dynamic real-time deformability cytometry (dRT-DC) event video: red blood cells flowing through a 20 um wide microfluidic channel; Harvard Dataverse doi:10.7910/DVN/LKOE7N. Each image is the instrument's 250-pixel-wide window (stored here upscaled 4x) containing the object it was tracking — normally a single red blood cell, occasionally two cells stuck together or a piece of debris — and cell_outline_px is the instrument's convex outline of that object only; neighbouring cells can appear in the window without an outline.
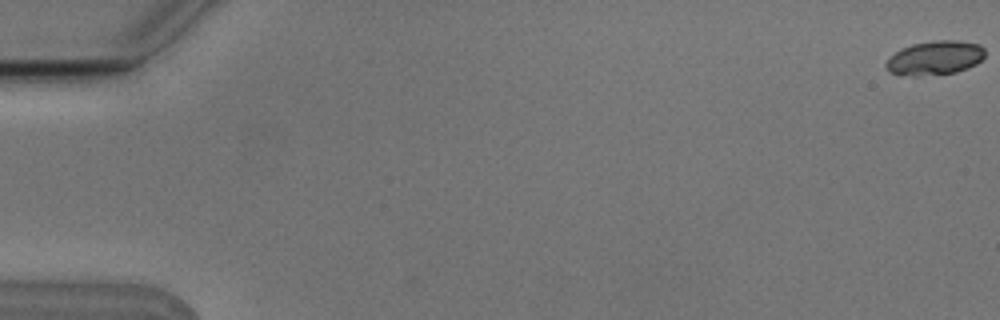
{"species": "Egyptian fruit bat (a non-hibernating species)", "species_latin": "Rousettus aegyptiacus", "temperature_condition": "cold", "stored_images_in_passage": 6, "segment_of_instrument_passage": [1, 2], "camera_frame_rate_fps": 3000, "um_per_image_px": 0.085, "animal": {"sex": "male"}, "frame": {"image": 1, "passage_image": 1, "time_ms": 0.0, "image_size_px": [1000, 320], "cell_outline_px": [[984, 56], [976, 64], [968, 68], [956, 72], [916, 76], [900, 76], [888, 72], [884, 68], [884, 64], [896, 52], [912, 44], [932, 40], [956, 40], [980, 44], [984, 48]], "centroid_in_image_um": [79.44, 4.93], "position_along_channel_um": 5.6, "area_um2": 19.77}}
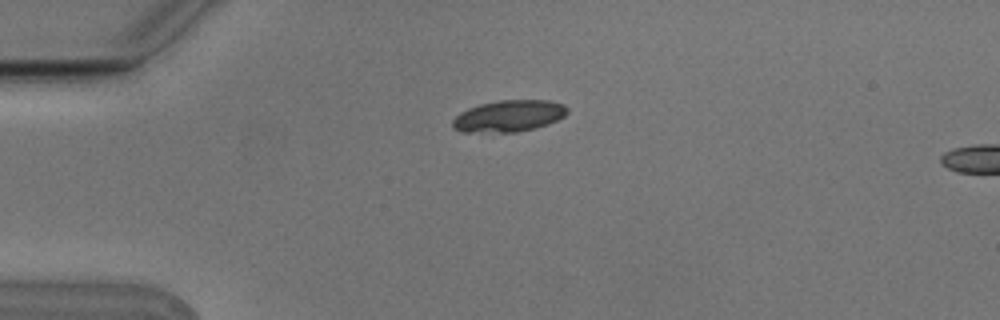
{"frame": {"image": 2, "passage_image": 5, "time_ms": 1.333, "image_size_px": [1000, 320], "cell_outline_px": [[568, 112], [564, 116], [548, 124], [536, 128], [516, 132], [464, 132], [452, 128], [452, 120], [460, 112], [468, 108], [480, 104], [500, 100], [548, 100], [564, 104], [568, 108]], "centroid_in_image_um": [43.25, 9.86], "position_along_channel_um": 41.8, "area_um2": 21.21}}